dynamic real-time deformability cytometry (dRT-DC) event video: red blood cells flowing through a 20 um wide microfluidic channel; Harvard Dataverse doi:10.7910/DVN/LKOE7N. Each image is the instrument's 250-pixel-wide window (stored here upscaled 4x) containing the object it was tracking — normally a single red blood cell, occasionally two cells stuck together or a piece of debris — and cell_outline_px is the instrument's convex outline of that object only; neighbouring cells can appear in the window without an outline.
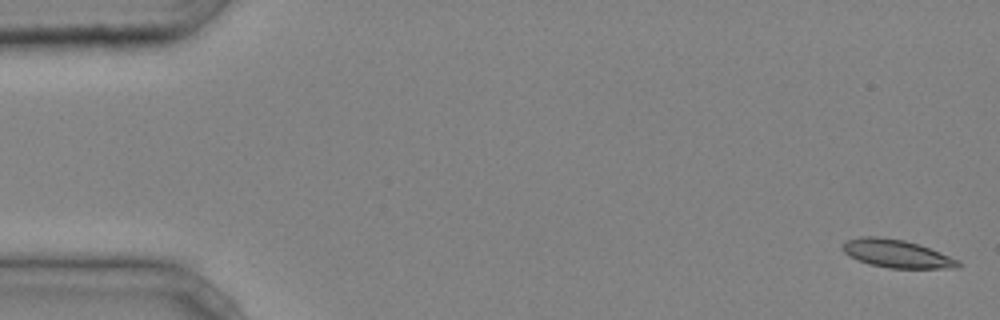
{"species": "common noctule bat (a hibernating species)", "species_latin": "Nyctalus noctula", "temperature_condition": "cold", "stored_images_in_passage": 45, "camera_frame_rate_fps": 3000, "um_per_image_px": 0.085, "animal": {"sex": "male", "body_mass_g": 20.4}, "frame": {"image": 1, "passage_image": 1, "time_ms": 0.0, "image_size_px": [1000, 320], "cell_outline_px": [[960, 268], [888, 268], [868, 264], [844, 252], [840, 248], [848, 240], [860, 236], [880, 236], [904, 240], [920, 244], [960, 260]], "centroid_in_image_um": [76.25, 21.55], "position_along_channel_um": 8.7, "area_um2": 18.9}}
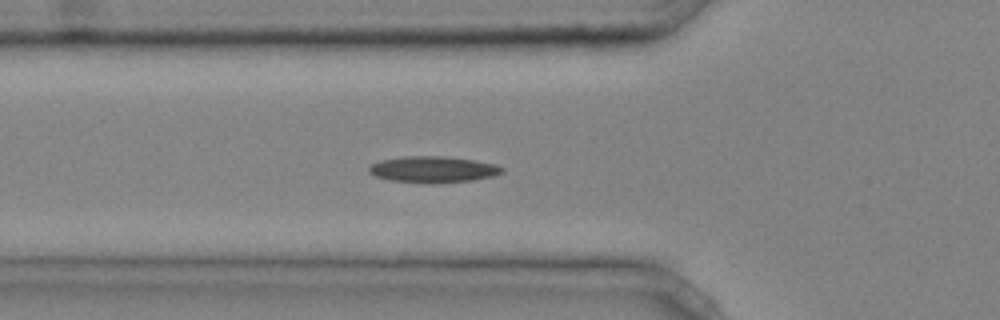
{"frame": {"image": 2, "passage_image": 16, "time_ms": 5.0, "image_size_px": [1000, 320], "cell_outline_px": [[504, 172], [492, 176], [472, 180], [436, 184], [420, 184], [392, 180], [376, 176], [368, 172], [368, 168], [372, 164], [380, 160], [404, 156], [444, 156], [472, 160], [496, 164], [504, 168]], "centroid_in_image_um": [36.8, 14.41], "position_along_channel_um": 89.0, "area_um2": 20.58}}
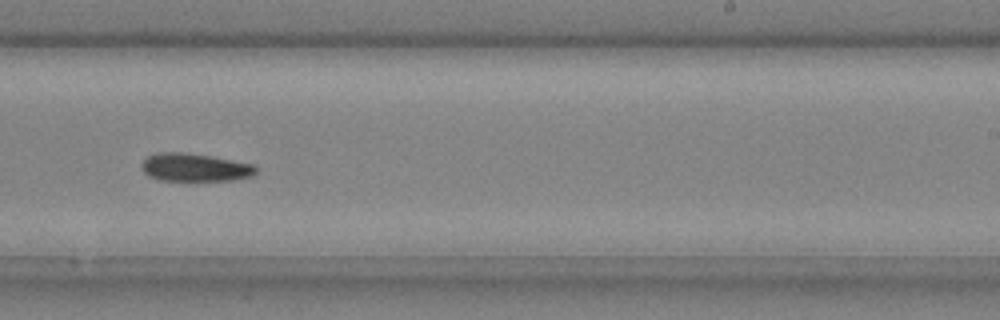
{"frame": {"image": 3, "passage_image": 29, "time_ms": 9.333, "image_size_px": [1000, 320], "cell_outline_px": [[256, 172], [252, 176], [232, 180], [160, 180], [148, 176], [140, 168], [140, 164], [148, 156], [156, 152], [184, 152], [212, 156], [256, 164]], "centroid_in_image_um": [16.55, 14.22], "position_along_channel_um": 272.5, "area_um2": 18.84}}